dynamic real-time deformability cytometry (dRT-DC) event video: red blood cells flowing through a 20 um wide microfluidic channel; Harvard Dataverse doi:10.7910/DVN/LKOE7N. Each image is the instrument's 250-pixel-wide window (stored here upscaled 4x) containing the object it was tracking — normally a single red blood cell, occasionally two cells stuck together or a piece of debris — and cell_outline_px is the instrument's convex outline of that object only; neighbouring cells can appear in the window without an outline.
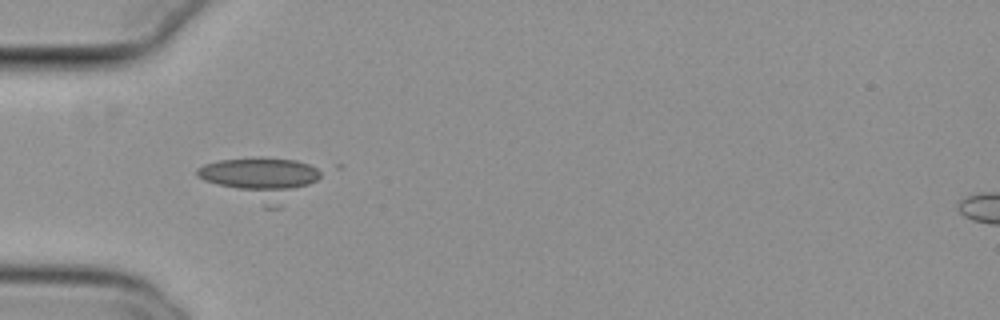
{"species": "common noctule bat (a hibernating species)", "species_latin": "Nyctalus noctula", "temperature_condition": "cold", "stored_images_in_passage": 41, "camera_frame_rate_fps": 3000, "um_per_image_px": 0.085, "animal": {"sex": "female", "body_mass_g": 29.2, "forearm_length_mm": 56.3}, "frame": {"image": 1, "passage_image": 4, "time_ms": 1.0, "image_size_px": [1000, 320], "cell_outline_px": [[320, 176], [316, 180], [280, 208], [264, 208], [204, 180], [196, 176], [196, 168], [204, 164], [220, 160], [256, 156], [260, 156], [296, 160], [308, 164], [316, 168], [320, 172]], "centroid_in_image_um": [22.14, 15.18], "position_along_channel_um": 62.9, "area_um2": 30.46}}
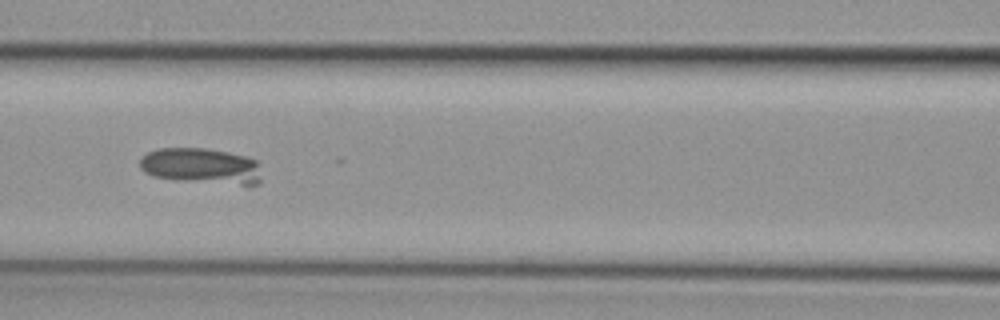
{"frame": {"image": 2, "passage_image": 11, "time_ms": 3.333, "image_size_px": [1000, 320], "cell_outline_px": [[260, 184], [240, 184], [152, 176], [144, 172], [140, 168], [140, 160], [148, 152], [160, 148], [208, 148], [228, 152], [244, 156], [256, 160], [260, 180]], "centroid_in_image_um": [17.08, 14.07], "position_along_channel_um": 149.5, "area_um2": 24.57}}
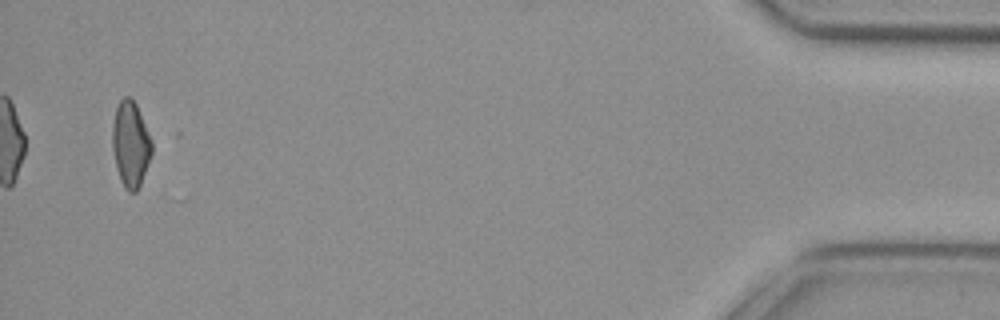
{"frame": {"image": 3, "passage_image": 39, "time_ms": 12.667, "image_size_px": [1000, 320], "cell_outline_px": [[152, 152], [140, 184], [136, 192], [128, 192], [124, 188], [120, 180], [116, 168], [112, 148], [112, 124], [116, 108], [120, 100], [124, 96], [128, 96], [136, 104], [152, 140]], "centroid_in_image_um": [11.08, 12.26], "position_along_channel_um": 424.1, "area_um2": 19.65}}